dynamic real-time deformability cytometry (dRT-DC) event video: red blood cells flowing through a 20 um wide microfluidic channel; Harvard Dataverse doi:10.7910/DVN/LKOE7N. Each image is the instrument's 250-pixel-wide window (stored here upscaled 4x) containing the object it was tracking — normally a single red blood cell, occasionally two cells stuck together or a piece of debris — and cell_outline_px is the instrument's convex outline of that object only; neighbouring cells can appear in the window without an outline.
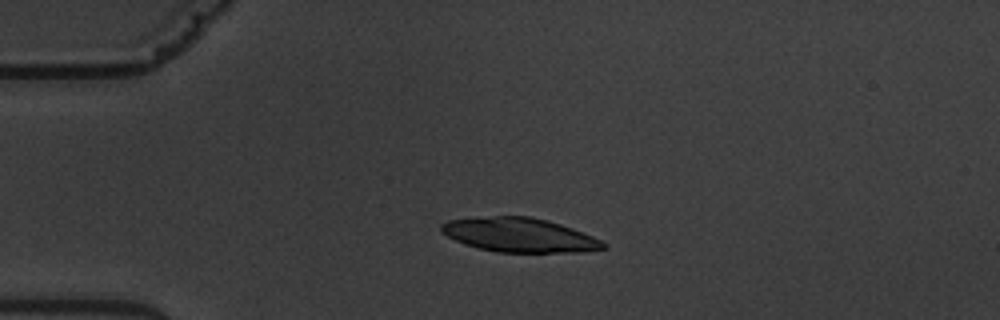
{"species": "common noctule bat (a hibernating species)", "species_latin": "Nyctalus noctula", "temperature_condition": "warm", "stored_images_in_passage": 6, "camera_frame_rate_fps": 3000, "um_per_image_px": 0.085, "animal": {"sex": "male", "body_mass_g": 19.5, "forearm_length_mm": 54.6}, "frame": {"image": 1, "passage_image": 4, "time_ms": 4.333, "image_size_px": [1000, 320], "cell_outline_px": [[608, 248], [580, 252], [496, 252], [464, 244], [440, 232], [440, 224], [448, 220], [496, 216], [532, 216], [548, 220], [572, 228], [592, 236], [608, 244]], "centroid_in_image_um": [44.17, 19.97], "position_along_channel_um": 40.8, "area_um2": 32.19}}